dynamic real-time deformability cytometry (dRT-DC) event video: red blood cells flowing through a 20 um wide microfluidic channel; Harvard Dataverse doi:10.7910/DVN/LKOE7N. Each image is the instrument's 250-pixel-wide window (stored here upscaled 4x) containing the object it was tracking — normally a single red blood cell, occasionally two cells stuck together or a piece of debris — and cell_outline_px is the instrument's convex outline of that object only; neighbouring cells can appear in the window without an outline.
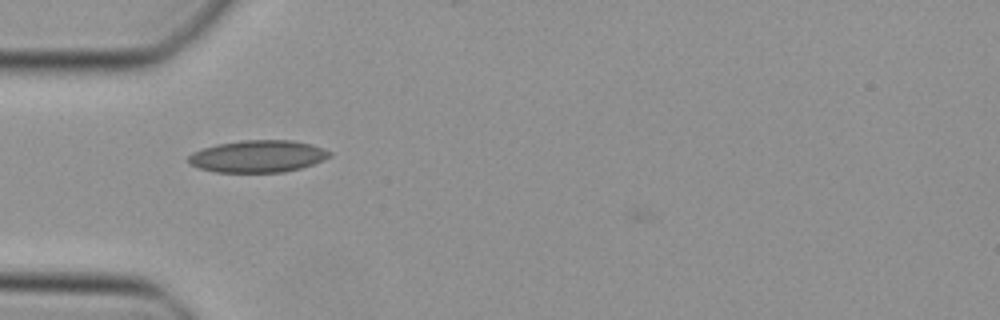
{"species": "Egyptian fruit bat (a non-hibernating species)", "species_latin": "Rousettus aegyptiacus", "temperature_condition": "cold", "stored_images_in_passage": 34, "camera_frame_rate_fps": 3000, "um_per_image_px": 0.085, "animal": {"sex": "female"}, "frame": {"image": 1, "passage_image": 1, "time_ms": 0.0, "image_size_px": [1000, 320], "cell_outline_px": [[332, 156], [312, 164], [300, 168], [284, 172], [216, 172], [200, 168], [192, 164], [188, 160], [188, 156], [192, 152], [216, 144], [240, 140], [292, 140], [312, 144], [332, 152]], "centroid_in_image_um": [21.93, 13.27], "position_along_channel_um": 63.1, "area_um2": 26.36}}
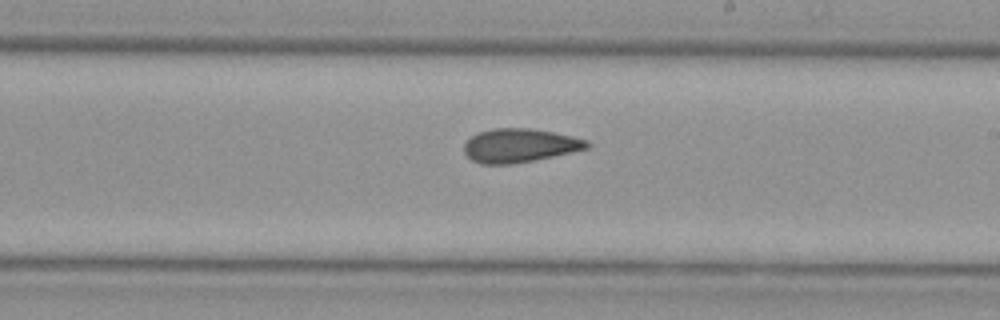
{"frame": {"image": 2, "passage_image": 14, "time_ms": 4.333, "image_size_px": [1000, 320], "cell_outline_px": [[592, 144], [588, 148], [572, 152], [512, 164], [480, 164], [472, 160], [464, 152], [464, 144], [472, 136], [480, 132], [496, 128], [528, 128], [552, 132], [572, 136], [588, 140]], "centroid_in_image_um": [44.18, 12.37], "position_along_channel_um": 244.8, "area_um2": 23.93}}
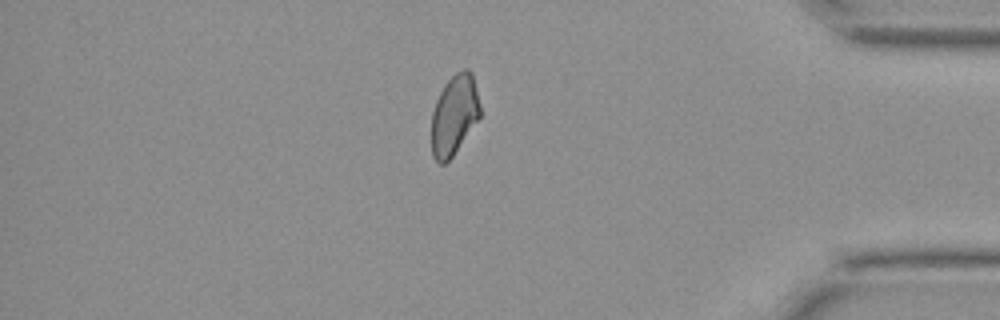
{"frame": {"image": 3, "passage_image": 27, "time_ms": 8.667, "image_size_px": [1000, 320], "cell_outline_px": [[480, 116], [452, 156], [444, 164], [440, 164], [432, 156], [432, 112], [436, 100], [444, 84], [456, 72], [464, 68], [468, 68], [472, 72], [480, 108]], "centroid_in_image_um": [38.59, 9.74], "position_along_channel_um": 396.6, "area_um2": 22.37}}